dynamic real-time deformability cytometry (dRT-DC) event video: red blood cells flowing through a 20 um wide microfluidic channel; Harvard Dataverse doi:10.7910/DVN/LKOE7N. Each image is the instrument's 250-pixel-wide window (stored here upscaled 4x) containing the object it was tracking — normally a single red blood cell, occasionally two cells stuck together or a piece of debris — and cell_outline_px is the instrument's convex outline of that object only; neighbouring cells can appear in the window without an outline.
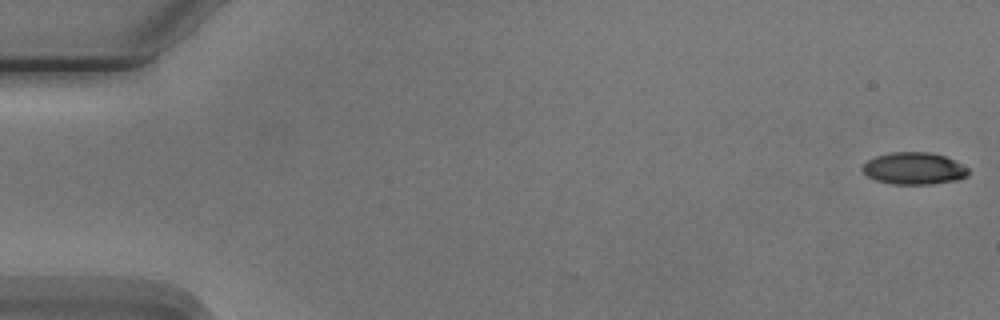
{"species": "Egyptian fruit bat (a non-hibernating species)", "species_latin": "Rousettus aegyptiacus", "temperature_condition": "cold", "stored_images_in_passage": 6, "camera_frame_rate_fps": 3000, "um_per_image_px": 0.085, "animal": {"sex": "male"}, "frame": {"image": 1, "passage_image": 1, "time_ms": 0.0, "image_size_px": [1000, 320], "cell_outline_px": [[968, 176], [960, 180], [932, 184], [892, 184], [876, 180], [868, 176], [860, 168], [868, 160], [876, 156], [892, 152], [928, 152], [944, 156], [968, 168]], "centroid_in_image_um": [77.69, 14.33], "position_along_channel_um": 7.3, "area_um2": 19.71}}